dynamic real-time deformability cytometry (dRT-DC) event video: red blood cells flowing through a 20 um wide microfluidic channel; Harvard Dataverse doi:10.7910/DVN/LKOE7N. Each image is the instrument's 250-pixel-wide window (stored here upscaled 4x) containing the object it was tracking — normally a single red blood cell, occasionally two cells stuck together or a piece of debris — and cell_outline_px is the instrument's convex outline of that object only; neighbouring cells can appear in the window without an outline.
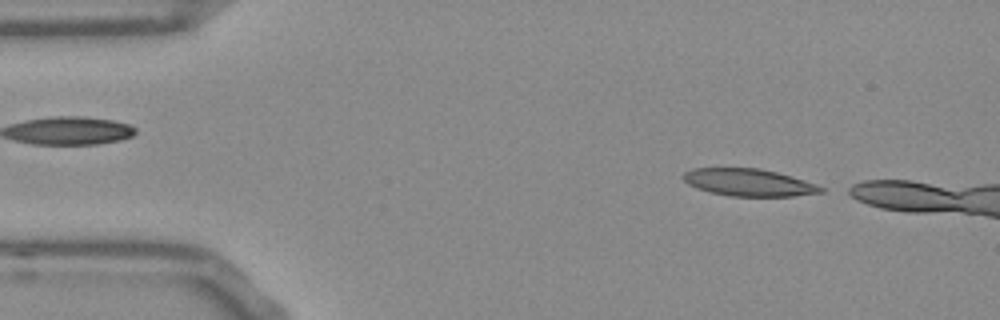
{"species": "Egyptian fruit bat (a non-hibernating species)", "species_latin": "Rousettus aegyptiacus", "temperature_condition": "room temperature", "stored_images_in_passage": 9, "camera_frame_rate_fps": 3000, "um_per_image_px": 0.085, "frame": {"image": 1, "passage_image": 1, "time_ms": 0.0, "image_size_px": [1000, 320], "cell_outline_px": [[824, 192], [796, 196], [728, 196], [696, 188], [688, 184], [680, 176], [684, 172], [692, 168], [760, 168], [792, 176], [816, 184], [824, 188]], "centroid_in_image_um": [63.63, 15.5], "position_along_channel_um": 21.4, "area_um2": 21.96}}